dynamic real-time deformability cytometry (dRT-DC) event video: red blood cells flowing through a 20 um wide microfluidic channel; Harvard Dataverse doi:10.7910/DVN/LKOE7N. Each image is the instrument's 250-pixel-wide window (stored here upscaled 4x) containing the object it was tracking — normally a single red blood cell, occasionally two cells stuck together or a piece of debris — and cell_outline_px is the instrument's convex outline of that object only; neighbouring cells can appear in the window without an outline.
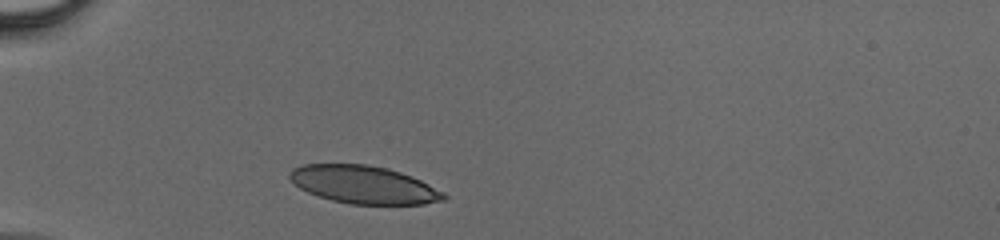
{"species": "human", "species_latin": "Homo sapiens", "temperature_condition": "cold", "stored_images_in_passage": 27, "camera_frame_rate_fps": 3000, "um_per_image_px": 0.085, "donor": {"sex": "male"}, "frame": {"image": 1, "passage_image": 1, "time_ms": 0.0, "image_size_px": [1000, 240], "cell_outline_px": [[448, 196], [444, 200], [424, 204], [352, 204], [332, 200], [308, 192], [300, 188], [288, 176], [288, 172], [292, 168], [304, 164], [364, 164], [388, 168], [412, 176], [444, 192]], "centroid_in_image_um": [30.92, 15.69], "position_along_channel_um": 54.1, "area_um2": 33.81}}
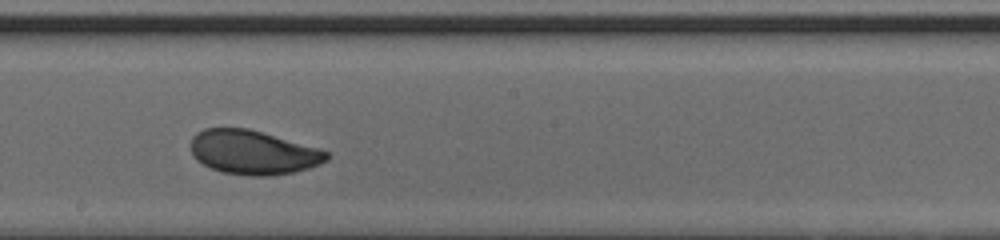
{"frame": {"image": 2, "passage_image": 14, "time_ms": 4.333, "image_size_px": [1000, 240], "cell_outline_px": [[332, 156], [328, 160], [320, 164], [296, 172], [272, 176], [252, 176], [220, 172], [196, 160], [192, 156], [192, 136], [196, 132], [204, 128], [248, 128], [320, 148], [328, 152]], "centroid_in_image_um": [21.54, 12.95], "position_along_channel_um": 226.7, "area_um2": 35.26}}
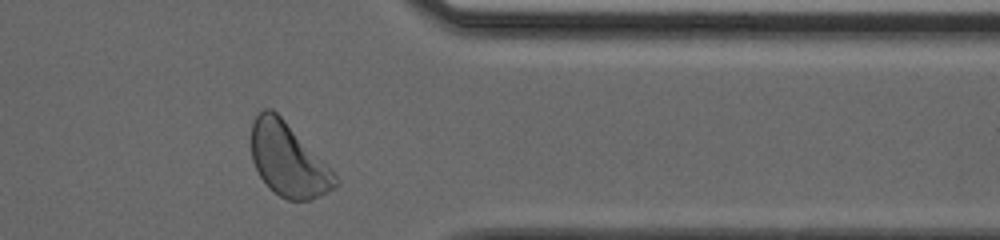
{"frame": {"image": 3, "passage_image": 25, "time_ms": 8.0, "image_size_px": [1000, 240], "cell_outline_px": [[340, 184], [312, 200], [288, 200], [280, 196], [260, 176], [252, 160], [252, 124], [256, 116], [264, 108], [272, 108], [284, 120], [340, 180]], "centroid_in_image_um": [24.49, 13.6], "position_along_channel_um": 386.9, "area_um2": 34.8}}